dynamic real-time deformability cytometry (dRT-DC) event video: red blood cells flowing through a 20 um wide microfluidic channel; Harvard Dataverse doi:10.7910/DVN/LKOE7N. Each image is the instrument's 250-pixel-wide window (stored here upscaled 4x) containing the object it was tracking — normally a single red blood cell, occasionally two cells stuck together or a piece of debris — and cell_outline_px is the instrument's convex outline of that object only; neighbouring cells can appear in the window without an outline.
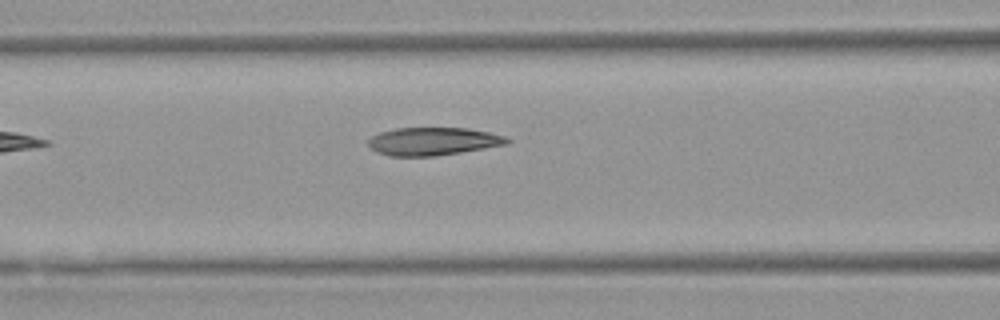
{"species": "Egyptian fruit bat (a non-hibernating species)", "species_latin": "Rousettus aegyptiacus", "temperature_condition": "warm", "stored_images_in_passage": 4, "camera_frame_rate_fps": 3000, "um_per_image_px": 0.085, "animal": {"sex": "female"}, "frame": {"image": 1, "passage_image": 3, "time_ms": 2.667, "image_size_px": [1000, 320], "cell_outline_px": [[512, 140], [504, 144], [484, 148], [436, 156], [388, 156], [376, 152], [368, 144], [368, 140], [372, 136], [380, 132], [396, 128], [464, 128], [488, 132], [504, 136]], "centroid_in_image_um": [36.76, 12.01], "position_along_channel_um": 129.8, "area_um2": 22.37}}